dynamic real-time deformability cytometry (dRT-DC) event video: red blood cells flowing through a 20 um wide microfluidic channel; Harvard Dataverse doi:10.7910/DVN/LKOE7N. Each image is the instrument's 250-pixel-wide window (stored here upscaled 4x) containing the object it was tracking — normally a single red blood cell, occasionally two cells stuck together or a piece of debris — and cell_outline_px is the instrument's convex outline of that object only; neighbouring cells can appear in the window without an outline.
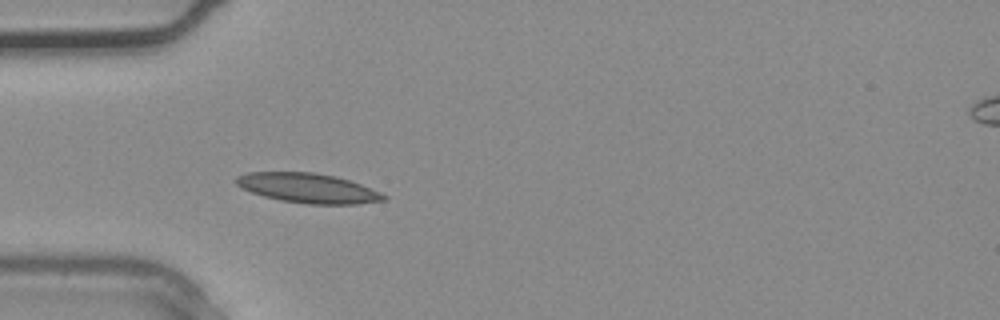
{"species": "common noctule bat (a hibernating species)", "species_latin": "Nyctalus noctula", "temperature_condition": "warm", "stored_images_in_passage": 2, "segment_of_instrument_passage": [1, 2], "camera_frame_rate_fps": 3000, "um_per_image_px": 0.085, "animal": {"sex": "male", "body_mass_g": 20.4}, "frame": {"image": 1, "passage_image": 1, "time_ms": 0.0, "image_size_px": [1000, 320], "cell_outline_px": [[388, 200], [356, 204], [308, 204], [280, 200], [264, 196], [240, 188], [236, 184], [236, 176], [248, 172], [312, 172], [336, 176], [360, 184], [380, 192], [388, 196]], "centroid_in_image_um": [26.19, 15.99], "position_along_channel_um": 58.8, "area_um2": 25.49}}